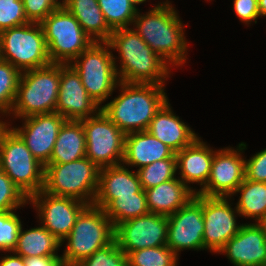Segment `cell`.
<instances>
[{
	"label": "cell",
	"mask_w": 266,
	"mask_h": 266,
	"mask_svg": "<svg viewBox=\"0 0 266 266\" xmlns=\"http://www.w3.org/2000/svg\"><path fill=\"white\" fill-rule=\"evenodd\" d=\"M120 95L101 106L104 114L126 135L147 130L150 121L168 101L164 85L119 82Z\"/></svg>",
	"instance_id": "1"
},
{
	"label": "cell",
	"mask_w": 266,
	"mask_h": 266,
	"mask_svg": "<svg viewBox=\"0 0 266 266\" xmlns=\"http://www.w3.org/2000/svg\"><path fill=\"white\" fill-rule=\"evenodd\" d=\"M111 50L117 49L121 67L119 82L163 85L169 76V65L129 27L114 30L108 41Z\"/></svg>",
	"instance_id": "2"
},
{
	"label": "cell",
	"mask_w": 266,
	"mask_h": 266,
	"mask_svg": "<svg viewBox=\"0 0 266 266\" xmlns=\"http://www.w3.org/2000/svg\"><path fill=\"white\" fill-rule=\"evenodd\" d=\"M133 23L137 28L134 31L166 63L184 64L187 50L184 27L169 1L156 5L143 16L137 12Z\"/></svg>",
	"instance_id": "3"
},
{
	"label": "cell",
	"mask_w": 266,
	"mask_h": 266,
	"mask_svg": "<svg viewBox=\"0 0 266 266\" xmlns=\"http://www.w3.org/2000/svg\"><path fill=\"white\" fill-rule=\"evenodd\" d=\"M60 87V64L21 72L12 108L14 116L49 114L56 110Z\"/></svg>",
	"instance_id": "4"
},
{
	"label": "cell",
	"mask_w": 266,
	"mask_h": 266,
	"mask_svg": "<svg viewBox=\"0 0 266 266\" xmlns=\"http://www.w3.org/2000/svg\"><path fill=\"white\" fill-rule=\"evenodd\" d=\"M100 168L84 157L69 163L47 164L43 191L93 205L98 190Z\"/></svg>",
	"instance_id": "5"
},
{
	"label": "cell",
	"mask_w": 266,
	"mask_h": 266,
	"mask_svg": "<svg viewBox=\"0 0 266 266\" xmlns=\"http://www.w3.org/2000/svg\"><path fill=\"white\" fill-rule=\"evenodd\" d=\"M115 228L104 209L87 205L77 216L67 247L61 256L65 265H78L114 240Z\"/></svg>",
	"instance_id": "6"
},
{
	"label": "cell",
	"mask_w": 266,
	"mask_h": 266,
	"mask_svg": "<svg viewBox=\"0 0 266 266\" xmlns=\"http://www.w3.org/2000/svg\"><path fill=\"white\" fill-rule=\"evenodd\" d=\"M0 167L28 199L43 190L45 166L7 125L0 133Z\"/></svg>",
	"instance_id": "7"
},
{
	"label": "cell",
	"mask_w": 266,
	"mask_h": 266,
	"mask_svg": "<svg viewBox=\"0 0 266 266\" xmlns=\"http://www.w3.org/2000/svg\"><path fill=\"white\" fill-rule=\"evenodd\" d=\"M40 24L51 63L70 64L94 42L63 5Z\"/></svg>",
	"instance_id": "8"
},
{
	"label": "cell",
	"mask_w": 266,
	"mask_h": 266,
	"mask_svg": "<svg viewBox=\"0 0 266 266\" xmlns=\"http://www.w3.org/2000/svg\"><path fill=\"white\" fill-rule=\"evenodd\" d=\"M109 48L108 42H93L75 59L74 64L70 63L87 93L98 105L108 99L119 83L116 58Z\"/></svg>",
	"instance_id": "9"
},
{
	"label": "cell",
	"mask_w": 266,
	"mask_h": 266,
	"mask_svg": "<svg viewBox=\"0 0 266 266\" xmlns=\"http://www.w3.org/2000/svg\"><path fill=\"white\" fill-rule=\"evenodd\" d=\"M2 60L20 72L51 64L40 23L29 22L0 32Z\"/></svg>",
	"instance_id": "10"
},
{
	"label": "cell",
	"mask_w": 266,
	"mask_h": 266,
	"mask_svg": "<svg viewBox=\"0 0 266 266\" xmlns=\"http://www.w3.org/2000/svg\"><path fill=\"white\" fill-rule=\"evenodd\" d=\"M86 139V157L99 168L119 165L124 159L125 134L102 110L81 120Z\"/></svg>",
	"instance_id": "11"
},
{
	"label": "cell",
	"mask_w": 266,
	"mask_h": 266,
	"mask_svg": "<svg viewBox=\"0 0 266 266\" xmlns=\"http://www.w3.org/2000/svg\"><path fill=\"white\" fill-rule=\"evenodd\" d=\"M168 217L166 245L178 256L183 249L204 250L203 195L194 197Z\"/></svg>",
	"instance_id": "12"
},
{
	"label": "cell",
	"mask_w": 266,
	"mask_h": 266,
	"mask_svg": "<svg viewBox=\"0 0 266 266\" xmlns=\"http://www.w3.org/2000/svg\"><path fill=\"white\" fill-rule=\"evenodd\" d=\"M168 217L148 213L129 219L115 227L114 239L125 254L167 243Z\"/></svg>",
	"instance_id": "13"
},
{
	"label": "cell",
	"mask_w": 266,
	"mask_h": 266,
	"mask_svg": "<svg viewBox=\"0 0 266 266\" xmlns=\"http://www.w3.org/2000/svg\"><path fill=\"white\" fill-rule=\"evenodd\" d=\"M245 148L242 142L238 152L232 148L216 151L207 184L196 193L208 197L233 196L245 178V160L239 153Z\"/></svg>",
	"instance_id": "14"
},
{
	"label": "cell",
	"mask_w": 266,
	"mask_h": 266,
	"mask_svg": "<svg viewBox=\"0 0 266 266\" xmlns=\"http://www.w3.org/2000/svg\"><path fill=\"white\" fill-rule=\"evenodd\" d=\"M29 201L38 208L43 226L61 243L70 234L77 216L87 206L80 200L54 196L43 190L32 195Z\"/></svg>",
	"instance_id": "15"
},
{
	"label": "cell",
	"mask_w": 266,
	"mask_h": 266,
	"mask_svg": "<svg viewBox=\"0 0 266 266\" xmlns=\"http://www.w3.org/2000/svg\"><path fill=\"white\" fill-rule=\"evenodd\" d=\"M235 210L231 208L226 197L203 196L204 249L219 253L238 233L242 224H236V207Z\"/></svg>",
	"instance_id": "16"
},
{
	"label": "cell",
	"mask_w": 266,
	"mask_h": 266,
	"mask_svg": "<svg viewBox=\"0 0 266 266\" xmlns=\"http://www.w3.org/2000/svg\"><path fill=\"white\" fill-rule=\"evenodd\" d=\"M98 106L87 93L76 70L70 64H60V87L55 112L66 120L81 121L98 113L101 110Z\"/></svg>",
	"instance_id": "17"
},
{
	"label": "cell",
	"mask_w": 266,
	"mask_h": 266,
	"mask_svg": "<svg viewBox=\"0 0 266 266\" xmlns=\"http://www.w3.org/2000/svg\"><path fill=\"white\" fill-rule=\"evenodd\" d=\"M24 125L13 130L21 137L32 155L46 166L53 152L60 128L66 121L60 114H35L23 118ZM24 127V128H23Z\"/></svg>",
	"instance_id": "18"
},
{
	"label": "cell",
	"mask_w": 266,
	"mask_h": 266,
	"mask_svg": "<svg viewBox=\"0 0 266 266\" xmlns=\"http://www.w3.org/2000/svg\"><path fill=\"white\" fill-rule=\"evenodd\" d=\"M221 252L234 266H266V237L257 223L242 224Z\"/></svg>",
	"instance_id": "19"
},
{
	"label": "cell",
	"mask_w": 266,
	"mask_h": 266,
	"mask_svg": "<svg viewBox=\"0 0 266 266\" xmlns=\"http://www.w3.org/2000/svg\"><path fill=\"white\" fill-rule=\"evenodd\" d=\"M142 189L137 172L122 164L100 168L98 190L93 205L106 209L119 196H134Z\"/></svg>",
	"instance_id": "20"
},
{
	"label": "cell",
	"mask_w": 266,
	"mask_h": 266,
	"mask_svg": "<svg viewBox=\"0 0 266 266\" xmlns=\"http://www.w3.org/2000/svg\"><path fill=\"white\" fill-rule=\"evenodd\" d=\"M176 158L175 152L147 130L125 135L123 163L139 168L155 161Z\"/></svg>",
	"instance_id": "21"
},
{
	"label": "cell",
	"mask_w": 266,
	"mask_h": 266,
	"mask_svg": "<svg viewBox=\"0 0 266 266\" xmlns=\"http://www.w3.org/2000/svg\"><path fill=\"white\" fill-rule=\"evenodd\" d=\"M168 101L150 121L147 131L175 153L190 145L198 136L174 115Z\"/></svg>",
	"instance_id": "22"
},
{
	"label": "cell",
	"mask_w": 266,
	"mask_h": 266,
	"mask_svg": "<svg viewBox=\"0 0 266 266\" xmlns=\"http://www.w3.org/2000/svg\"><path fill=\"white\" fill-rule=\"evenodd\" d=\"M196 138L190 145L175 153L177 168H179L181 180L187 183H200L203 189L208 181L214 153L206 144Z\"/></svg>",
	"instance_id": "23"
},
{
	"label": "cell",
	"mask_w": 266,
	"mask_h": 266,
	"mask_svg": "<svg viewBox=\"0 0 266 266\" xmlns=\"http://www.w3.org/2000/svg\"><path fill=\"white\" fill-rule=\"evenodd\" d=\"M181 179H171L144 190L150 213L169 216L185 206L195 195Z\"/></svg>",
	"instance_id": "24"
},
{
	"label": "cell",
	"mask_w": 266,
	"mask_h": 266,
	"mask_svg": "<svg viewBox=\"0 0 266 266\" xmlns=\"http://www.w3.org/2000/svg\"><path fill=\"white\" fill-rule=\"evenodd\" d=\"M62 5L77 19L83 31L94 42L109 41L113 31L106 23L97 0H62Z\"/></svg>",
	"instance_id": "25"
},
{
	"label": "cell",
	"mask_w": 266,
	"mask_h": 266,
	"mask_svg": "<svg viewBox=\"0 0 266 266\" xmlns=\"http://www.w3.org/2000/svg\"><path fill=\"white\" fill-rule=\"evenodd\" d=\"M84 157L86 139L82 122L66 120L60 128L48 164L69 163Z\"/></svg>",
	"instance_id": "26"
},
{
	"label": "cell",
	"mask_w": 266,
	"mask_h": 266,
	"mask_svg": "<svg viewBox=\"0 0 266 266\" xmlns=\"http://www.w3.org/2000/svg\"><path fill=\"white\" fill-rule=\"evenodd\" d=\"M20 228L16 247L13 254H18L23 258L42 257V256H59L55 253L62 245L52 233L44 226L31 228L22 231Z\"/></svg>",
	"instance_id": "27"
},
{
	"label": "cell",
	"mask_w": 266,
	"mask_h": 266,
	"mask_svg": "<svg viewBox=\"0 0 266 266\" xmlns=\"http://www.w3.org/2000/svg\"><path fill=\"white\" fill-rule=\"evenodd\" d=\"M241 192L236 205L238 215L255 218L257 222L266 216V183L244 178L235 194Z\"/></svg>",
	"instance_id": "28"
},
{
	"label": "cell",
	"mask_w": 266,
	"mask_h": 266,
	"mask_svg": "<svg viewBox=\"0 0 266 266\" xmlns=\"http://www.w3.org/2000/svg\"><path fill=\"white\" fill-rule=\"evenodd\" d=\"M105 212L114 228L124 221L150 213L143 189L134 196H119L105 209Z\"/></svg>",
	"instance_id": "29"
},
{
	"label": "cell",
	"mask_w": 266,
	"mask_h": 266,
	"mask_svg": "<svg viewBox=\"0 0 266 266\" xmlns=\"http://www.w3.org/2000/svg\"><path fill=\"white\" fill-rule=\"evenodd\" d=\"M109 28L114 31L127 28L138 12L130 0H97Z\"/></svg>",
	"instance_id": "30"
},
{
	"label": "cell",
	"mask_w": 266,
	"mask_h": 266,
	"mask_svg": "<svg viewBox=\"0 0 266 266\" xmlns=\"http://www.w3.org/2000/svg\"><path fill=\"white\" fill-rule=\"evenodd\" d=\"M126 255L128 266H176L178 260L167 245L139 249Z\"/></svg>",
	"instance_id": "31"
},
{
	"label": "cell",
	"mask_w": 266,
	"mask_h": 266,
	"mask_svg": "<svg viewBox=\"0 0 266 266\" xmlns=\"http://www.w3.org/2000/svg\"><path fill=\"white\" fill-rule=\"evenodd\" d=\"M177 169V159L167 158L139 168L137 174L142 189L146 190L174 179Z\"/></svg>",
	"instance_id": "32"
},
{
	"label": "cell",
	"mask_w": 266,
	"mask_h": 266,
	"mask_svg": "<svg viewBox=\"0 0 266 266\" xmlns=\"http://www.w3.org/2000/svg\"><path fill=\"white\" fill-rule=\"evenodd\" d=\"M21 72L10 62L0 61V112L12 111Z\"/></svg>",
	"instance_id": "33"
},
{
	"label": "cell",
	"mask_w": 266,
	"mask_h": 266,
	"mask_svg": "<svg viewBox=\"0 0 266 266\" xmlns=\"http://www.w3.org/2000/svg\"><path fill=\"white\" fill-rule=\"evenodd\" d=\"M77 266H128L127 255L114 239L107 246L98 249Z\"/></svg>",
	"instance_id": "34"
},
{
	"label": "cell",
	"mask_w": 266,
	"mask_h": 266,
	"mask_svg": "<svg viewBox=\"0 0 266 266\" xmlns=\"http://www.w3.org/2000/svg\"><path fill=\"white\" fill-rule=\"evenodd\" d=\"M24 193L0 167V213L13 211L28 203Z\"/></svg>",
	"instance_id": "35"
},
{
	"label": "cell",
	"mask_w": 266,
	"mask_h": 266,
	"mask_svg": "<svg viewBox=\"0 0 266 266\" xmlns=\"http://www.w3.org/2000/svg\"><path fill=\"white\" fill-rule=\"evenodd\" d=\"M22 224L13 211L0 213V250L12 252Z\"/></svg>",
	"instance_id": "36"
},
{
	"label": "cell",
	"mask_w": 266,
	"mask_h": 266,
	"mask_svg": "<svg viewBox=\"0 0 266 266\" xmlns=\"http://www.w3.org/2000/svg\"><path fill=\"white\" fill-rule=\"evenodd\" d=\"M27 23L22 0H0V32Z\"/></svg>",
	"instance_id": "37"
},
{
	"label": "cell",
	"mask_w": 266,
	"mask_h": 266,
	"mask_svg": "<svg viewBox=\"0 0 266 266\" xmlns=\"http://www.w3.org/2000/svg\"><path fill=\"white\" fill-rule=\"evenodd\" d=\"M22 2L27 20L33 23H41L62 5L57 0H22Z\"/></svg>",
	"instance_id": "38"
},
{
	"label": "cell",
	"mask_w": 266,
	"mask_h": 266,
	"mask_svg": "<svg viewBox=\"0 0 266 266\" xmlns=\"http://www.w3.org/2000/svg\"><path fill=\"white\" fill-rule=\"evenodd\" d=\"M245 178L266 183V149L245 160Z\"/></svg>",
	"instance_id": "39"
},
{
	"label": "cell",
	"mask_w": 266,
	"mask_h": 266,
	"mask_svg": "<svg viewBox=\"0 0 266 266\" xmlns=\"http://www.w3.org/2000/svg\"><path fill=\"white\" fill-rule=\"evenodd\" d=\"M234 10L241 21L250 24L251 21L260 17L258 0H234ZM249 22V23H248Z\"/></svg>",
	"instance_id": "40"
},
{
	"label": "cell",
	"mask_w": 266,
	"mask_h": 266,
	"mask_svg": "<svg viewBox=\"0 0 266 266\" xmlns=\"http://www.w3.org/2000/svg\"><path fill=\"white\" fill-rule=\"evenodd\" d=\"M25 266H64L60 256H42L24 258Z\"/></svg>",
	"instance_id": "41"
},
{
	"label": "cell",
	"mask_w": 266,
	"mask_h": 266,
	"mask_svg": "<svg viewBox=\"0 0 266 266\" xmlns=\"http://www.w3.org/2000/svg\"><path fill=\"white\" fill-rule=\"evenodd\" d=\"M0 266H25L24 258L20 255H11L3 257L2 260H0Z\"/></svg>",
	"instance_id": "42"
},
{
	"label": "cell",
	"mask_w": 266,
	"mask_h": 266,
	"mask_svg": "<svg viewBox=\"0 0 266 266\" xmlns=\"http://www.w3.org/2000/svg\"><path fill=\"white\" fill-rule=\"evenodd\" d=\"M258 10L260 16H266V0H258Z\"/></svg>",
	"instance_id": "43"
},
{
	"label": "cell",
	"mask_w": 266,
	"mask_h": 266,
	"mask_svg": "<svg viewBox=\"0 0 266 266\" xmlns=\"http://www.w3.org/2000/svg\"><path fill=\"white\" fill-rule=\"evenodd\" d=\"M257 224L262 229V232L266 237V216L259 220Z\"/></svg>",
	"instance_id": "44"
},
{
	"label": "cell",
	"mask_w": 266,
	"mask_h": 266,
	"mask_svg": "<svg viewBox=\"0 0 266 266\" xmlns=\"http://www.w3.org/2000/svg\"><path fill=\"white\" fill-rule=\"evenodd\" d=\"M130 1L136 6V5H139L143 2H145L146 0H130Z\"/></svg>",
	"instance_id": "45"
},
{
	"label": "cell",
	"mask_w": 266,
	"mask_h": 266,
	"mask_svg": "<svg viewBox=\"0 0 266 266\" xmlns=\"http://www.w3.org/2000/svg\"><path fill=\"white\" fill-rule=\"evenodd\" d=\"M6 124L0 120V133L2 132V130L5 128Z\"/></svg>",
	"instance_id": "46"
},
{
	"label": "cell",
	"mask_w": 266,
	"mask_h": 266,
	"mask_svg": "<svg viewBox=\"0 0 266 266\" xmlns=\"http://www.w3.org/2000/svg\"><path fill=\"white\" fill-rule=\"evenodd\" d=\"M2 60V55H1V39H0V61Z\"/></svg>",
	"instance_id": "47"
}]
</instances>
